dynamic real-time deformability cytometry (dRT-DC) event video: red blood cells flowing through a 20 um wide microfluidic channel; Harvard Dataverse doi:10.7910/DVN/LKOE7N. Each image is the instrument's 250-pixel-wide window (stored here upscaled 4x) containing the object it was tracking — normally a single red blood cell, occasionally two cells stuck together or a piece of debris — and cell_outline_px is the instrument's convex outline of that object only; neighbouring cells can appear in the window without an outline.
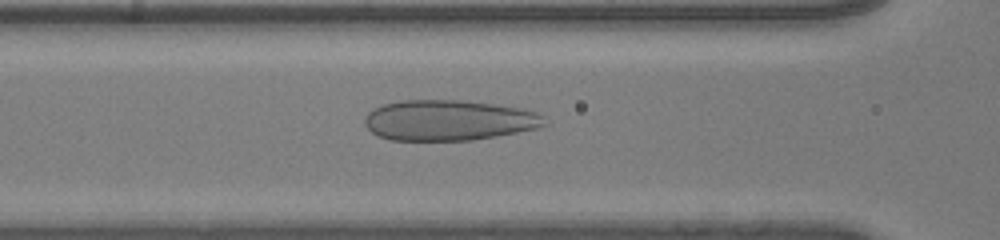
{"species": "human", "species_latin": "Homo sapiens", "temperature_condition": "room temperature", "stored_images_in_passage": 58, "camera_frame_rate_fps": 3000, "um_per_image_px": 0.085, "donor": {"sex": "male"}, "frame": {"image": 1, "passage_image": 32, "time_ms": 10.333, "image_size_px": [1000, 240], "cell_outline_px": [[548, 124], [536, 128], [496, 136], [472, 140], [388, 140], [372, 132], [364, 124], [364, 120], [368, 112], [372, 108], [384, 104], [400, 100], [460, 100], [492, 104], [520, 108], [536, 112], [544, 116]], "centroid_in_image_um": [38.12, 10.22], "position_along_channel_um": 128.5, "area_um2": 42.43}}
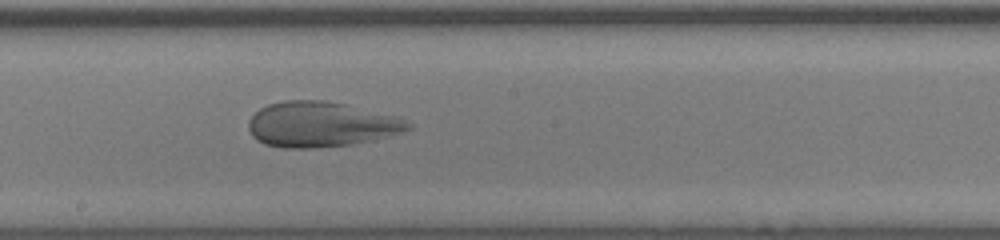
{"frame": {"image": 2, "passage_image": 39, "time_ms": 12.667, "image_size_px": [1000, 240], "cell_outline_px": [[412, 128], [388, 136], [352, 144], [316, 148], [284, 148], [264, 144], [256, 140], [252, 136], [248, 128], [248, 120], [260, 108], [268, 104], [284, 100], [324, 100], [344, 104], [400, 116], [412, 124]], "centroid_in_image_um": [27.27, 10.57], "position_along_channel_um": 220.9, "area_um2": 42.25}}
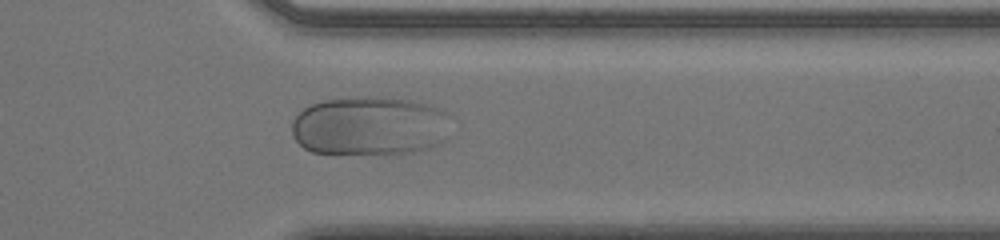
{"frame": {"image": 3, "passage_image": 51, "time_ms": 16.667, "image_size_px": [1000, 240], "cell_outline_px": [[456, 116], [452, 136], [448, 140], [428, 148], [412, 152], [312, 152], [304, 148], [292, 136], [292, 120], [304, 108], [312, 104], [324, 100], [352, 96], [388, 96], [428, 104], [448, 112]], "centroid_in_image_um": [31.58, 10.66], "position_along_channel_um": 379.8, "area_um2": 55.83}}